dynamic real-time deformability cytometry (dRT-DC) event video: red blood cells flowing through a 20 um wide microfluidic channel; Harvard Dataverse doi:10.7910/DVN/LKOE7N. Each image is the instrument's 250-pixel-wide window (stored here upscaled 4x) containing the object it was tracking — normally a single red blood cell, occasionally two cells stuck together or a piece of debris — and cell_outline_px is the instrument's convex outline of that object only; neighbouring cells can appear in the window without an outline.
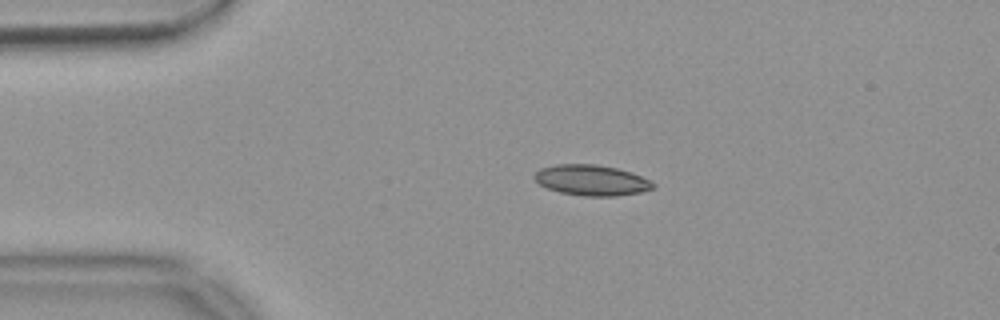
{"species": "common noctule bat (a hibernating species)", "species_latin": "Nyctalus noctula", "temperature_condition": "warm", "stored_images_in_passage": 44, "camera_frame_rate_fps": 3000, "um_per_image_px": 0.085, "animal": {"sex": "female", "body_mass_g": 18.4}, "frame": {"image": 1, "passage_image": 1, "time_ms": 0.0, "image_size_px": [1000, 320], "cell_outline_px": [[656, 184], [652, 188], [640, 192], [616, 196], [584, 196], [560, 192], [548, 188], [540, 184], [532, 176], [540, 168], [556, 164], [596, 164], [616, 168], [632, 172]], "centroid_in_image_um": [50.26, 15.31], "position_along_channel_um": 34.7, "area_um2": 21.04}}
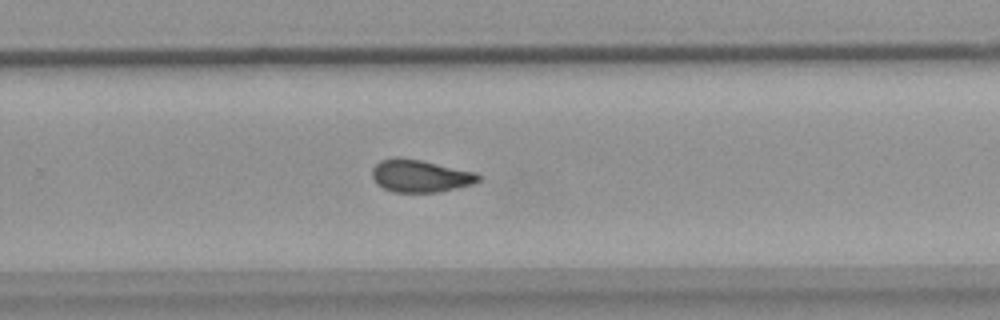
{"frame": {"image": 2, "passage_image": 25, "time_ms": 8.0, "image_size_px": [1000, 320], "cell_outline_px": [[480, 180], [472, 184], [440, 192], [392, 192], [376, 184], [372, 176], [372, 168], [380, 160], [396, 156], [420, 160], [476, 172], [480, 176]], "centroid_in_image_um": [35.69, 14.95], "position_along_channel_um": 294.1, "area_um2": 20.17}}
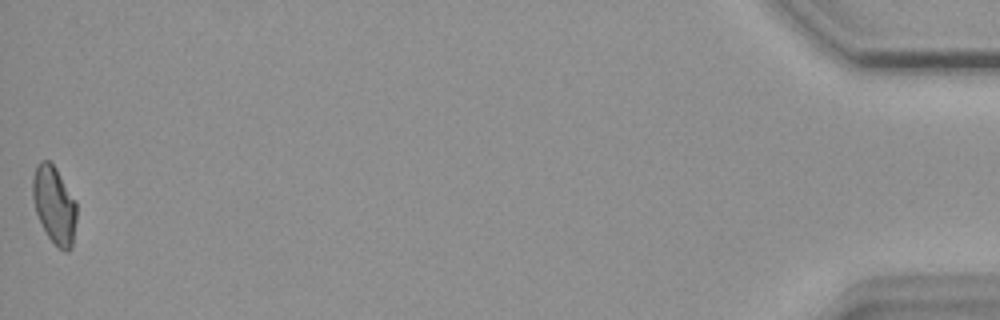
{"frame": {"image": 3, "passage_image": 44, "time_ms": 14.333, "image_size_px": [1000, 320], "cell_outline_px": [[76, 220], [72, 248], [68, 252], [64, 252], [48, 236], [36, 212], [32, 196], [32, 180], [36, 164], [40, 160], [48, 160], [56, 168], [76, 204]], "centroid_in_image_um": [4.6, 17.41], "position_along_channel_um": 430.6, "area_um2": 19.54}, "authors_computed_cell_mechanics": {"area_um2": 20.2011, "velocity_mm_per_s": 3.7077, "shape_relaxation_time_tau1_ms": null, "shape_relaxation_time_tau2_ms": 3.5183, "deformation_change_tau1": null, "deformation_change_tau2": 0.0783}}